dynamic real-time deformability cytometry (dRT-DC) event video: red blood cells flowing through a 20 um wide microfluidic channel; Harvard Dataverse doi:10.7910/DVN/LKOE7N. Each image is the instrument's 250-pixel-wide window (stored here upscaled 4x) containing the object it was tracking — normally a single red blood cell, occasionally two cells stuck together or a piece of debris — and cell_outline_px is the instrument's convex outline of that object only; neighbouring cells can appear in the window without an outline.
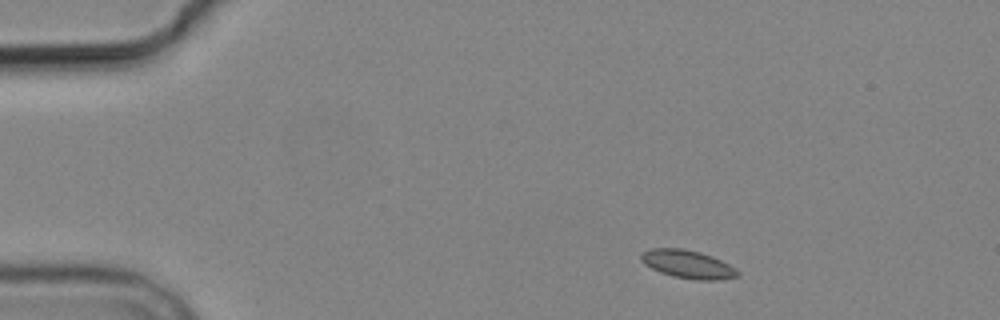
{"species": "common noctule bat (a hibernating species)", "species_latin": "Nyctalus noctula", "temperature_condition": "cold", "stored_images_in_passage": 3, "camera_frame_rate_fps": 3000, "um_per_image_px": 0.085, "animal": {"sex": "male", "body_mass_g": 19.2, "forearm_length_mm": 51.8}, "frame": {"image": 1, "passage_image": 1, "time_ms": 0.0, "image_size_px": [1000, 320], "cell_outline_px": [[740, 276], [716, 280], [696, 280], [672, 276], [660, 272], [644, 264], [640, 260], [640, 252], [652, 248], [680, 248], [700, 252], [712, 256], [736, 268], [740, 272]], "centroid_in_image_um": [58.45, 22.46], "position_along_channel_um": 26.6, "area_um2": 15.95}}